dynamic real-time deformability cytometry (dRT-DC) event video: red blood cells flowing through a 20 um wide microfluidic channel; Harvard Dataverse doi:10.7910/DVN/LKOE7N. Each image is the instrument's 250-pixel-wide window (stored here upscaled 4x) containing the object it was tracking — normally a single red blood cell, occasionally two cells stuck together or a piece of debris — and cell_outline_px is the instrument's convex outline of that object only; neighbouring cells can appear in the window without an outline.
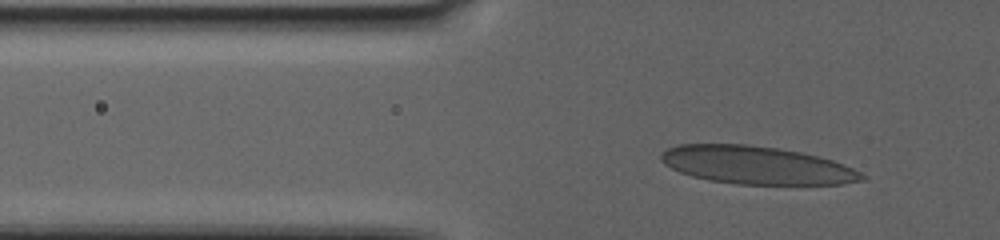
{"species": "human", "species_latin": "Homo sapiens", "temperature_condition": "warm", "stored_images_in_passage": 62, "camera_frame_rate_fps": 3000, "um_per_image_px": 0.085, "donor": {"sex": "female"}, "frame": {"image": 1, "passage_image": 2, "time_ms": 0.333, "image_size_px": [1000, 240], "cell_outline_px": [[868, 176], [864, 180], [840, 184], [736, 184], [708, 180], [692, 176], [680, 172], [664, 164], [660, 160], [660, 156], [668, 148], [680, 144], [748, 144], [776, 148], [800, 152], [832, 160], [844, 164]], "centroid_in_image_um": [64.3, 14.04], "position_along_channel_um": 61.5, "area_um2": 44.22}}
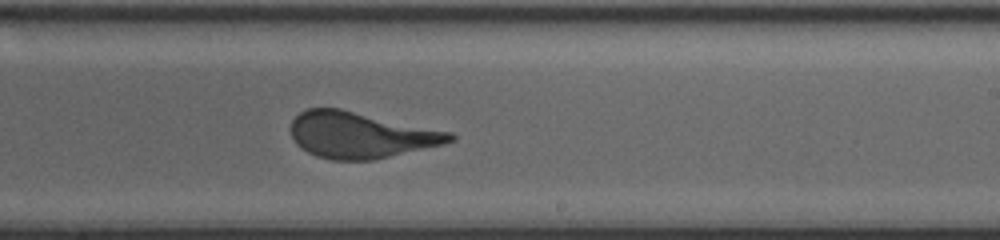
{"frame": {"image": 2, "passage_image": 31, "time_ms": 10.0, "image_size_px": [1000, 240], "cell_outline_px": [[456, 140], [444, 144], [372, 160], [332, 160], [316, 156], [300, 148], [296, 144], [292, 136], [292, 120], [300, 112], [308, 108], [340, 108], [452, 132], [456, 136]], "centroid_in_image_um": [30.66, 11.47], "position_along_channel_um": 258.3, "area_um2": 42.71}}
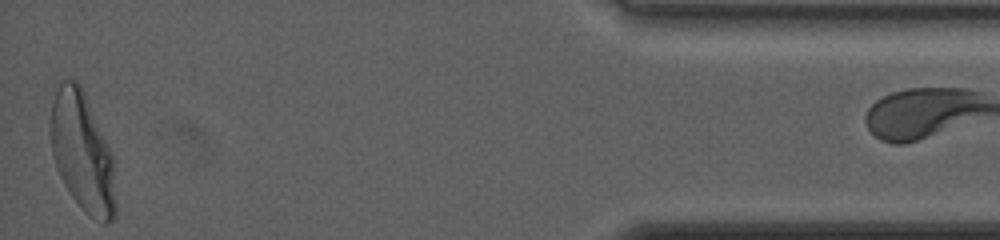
{"frame": {"image": 3, "passage_image": 61, "time_ms": 20.0, "image_size_px": [1000, 240], "cell_outline_px": [[116, 216], [108, 224], [100, 224], [88, 216], [84, 212], [72, 196], [64, 184], [56, 168], [52, 156], [52, 100], [56, 80], [76, 80], [80, 84], [84, 92], [116, 160]], "centroid_in_image_um": [7.05, 12.99], "position_along_channel_um": 428.1, "area_um2": 46.24}}